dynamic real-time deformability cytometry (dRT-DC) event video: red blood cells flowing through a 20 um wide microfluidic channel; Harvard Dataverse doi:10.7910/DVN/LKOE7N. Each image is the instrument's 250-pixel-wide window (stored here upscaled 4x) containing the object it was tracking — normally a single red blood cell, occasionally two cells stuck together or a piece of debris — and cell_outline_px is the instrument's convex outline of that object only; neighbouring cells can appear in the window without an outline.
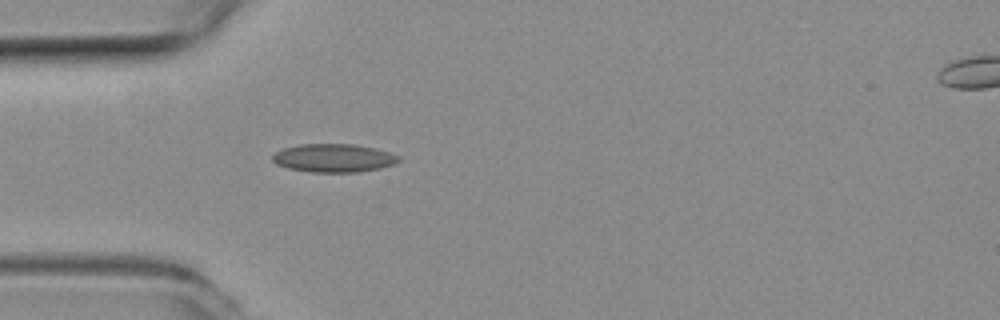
{"species": "common noctule bat (a hibernating species)", "species_latin": "Nyctalus noctula", "temperature_condition": "room temperature", "stored_images_in_passage": 49, "camera_frame_rate_fps": 3000, "um_per_image_px": 0.085, "animal": {"sex": "female", "body_mass_g": 19.3, "forearm_length_mm": 54.1}, "frame": {"image": 1, "passage_image": 11, "time_ms": 3.333, "image_size_px": [1000, 320], "cell_outline_px": [[400, 160], [392, 164], [380, 168], [360, 172], [312, 172], [288, 168], [276, 164], [272, 160], [272, 156], [276, 152], [284, 148], [300, 144], [356, 144], [376, 148], [400, 156]], "centroid_in_image_um": [28.36, 13.43], "position_along_channel_um": 56.6, "area_um2": 20.81}}
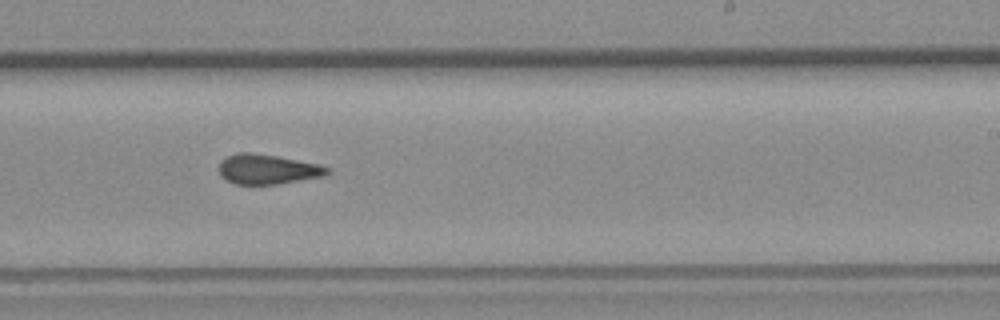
{"frame": {"image": 2, "passage_image": 28, "time_ms": 9.0, "image_size_px": [1000, 320], "cell_outline_px": [[332, 172], [324, 176], [280, 184], [236, 184], [224, 180], [220, 176], [220, 160], [228, 156], [240, 152], [248, 152], [276, 156], [320, 164], [328, 168]], "centroid_in_image_um": [22.75, 14.39], "position_along_channel_um": 266.2, "area_um2": 18.9}}
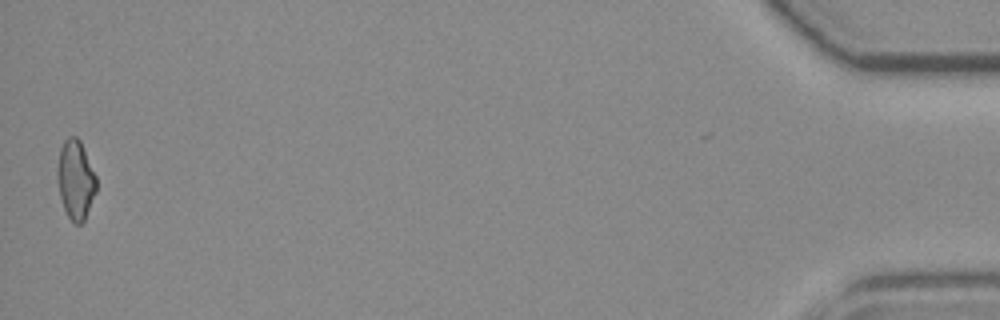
{"frame": {"image": 3, "passage_image": 49, "time_ms": 16.0, "image_size_px": [1000, 320], "cell_outline_px": [[96, 192], [84, 220], [80, 224], [76, 224], [68, 216], [64, 208], [60, 196], [56, 172], [60, 148], [64, 140], [68, 136], [76, 136], [80, 140], [96, 176]], "centroid_in_image_um": [6.42, 15.25], "position_along_channel_um": 428.8, "area_um2": 17.86}, "authors_computed_cell_mechanics": {"area_um2": 18.9584, "velocity_mm_per_s": 3.7678, "shape_relaxation_time_tau1_ms": null, "shape_relaxation_time_tau2_ms": 3.5004, "deformation_change_tau1": null, "deformation_change_tau2": 0.1044}}